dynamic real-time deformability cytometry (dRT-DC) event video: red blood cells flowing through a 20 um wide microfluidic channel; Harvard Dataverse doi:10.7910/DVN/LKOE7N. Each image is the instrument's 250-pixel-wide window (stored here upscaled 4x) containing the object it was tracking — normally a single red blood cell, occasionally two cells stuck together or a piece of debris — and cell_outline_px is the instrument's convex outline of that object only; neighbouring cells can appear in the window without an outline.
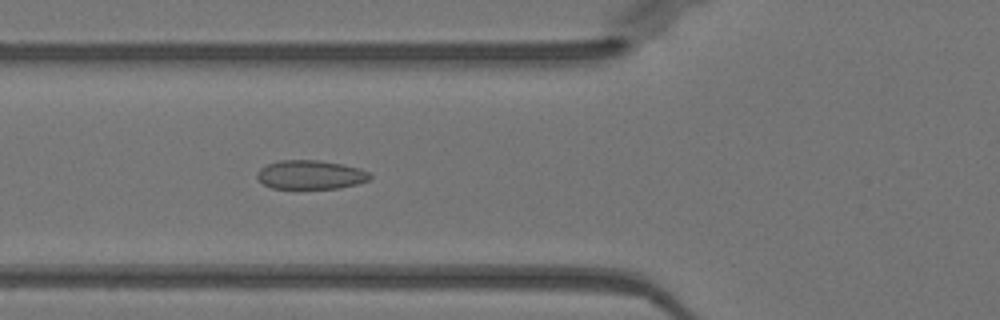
{"species": "Egyptian fruit bat (a non-hibernating species)", "species_latin": "Rousettus aegyptiacus", "temperature_condition": "warm", "stored_images_in_passage": 52, "segment_of_instrument_passage": [1, 2], "camera_frame_rate_fps": 3000, "um_per_image_px": 0.085, "animal": {"sex": "female"}, "frame": {"image": 1, "passage_image": 19, "time_ms": 6.0, "image_size_px": [1000, 320], "cell_outline_px": [[372, 176], [368, 180], [356, 184], [340, 188], [272, 188], [264, 184], [256, 176], [256, 172], [260, 168], [268, 164], [280, 160], [320, 160], [360, 168], [368, 172]], "centroid_in_image_um": [26.39, 14.85], "position_along_channel_um": 99.4, "area_um2": 18.9}}
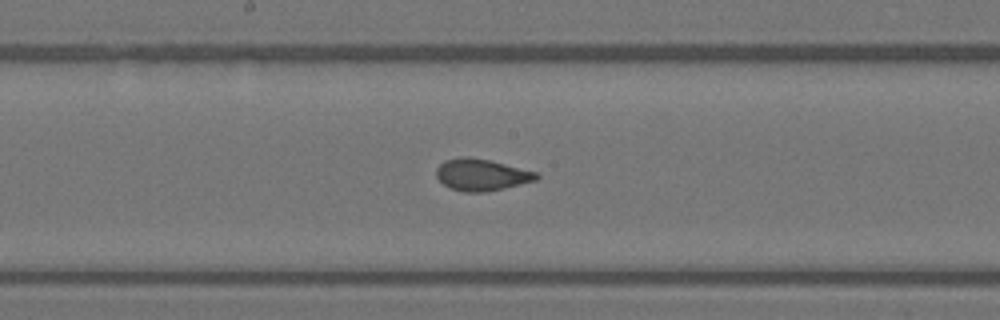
{"frame": {"image": 2, "passage_image": 27, "time_ms": 8.667, "image_size_px": [1000, 320], "cell_outline_px": [[540, 176], [536, 180], [504, 188], [484, 192], [464, 192], [452, 188], [444, 184], [436, 176], [436, 168], [444, 160], [460, 156], [468, 156], [492, 160], [540, 172]], "centroid_in_image_um": [40.96, 14.83], "position_along_channel_um": 207.2, "area_um2": 18.79}}
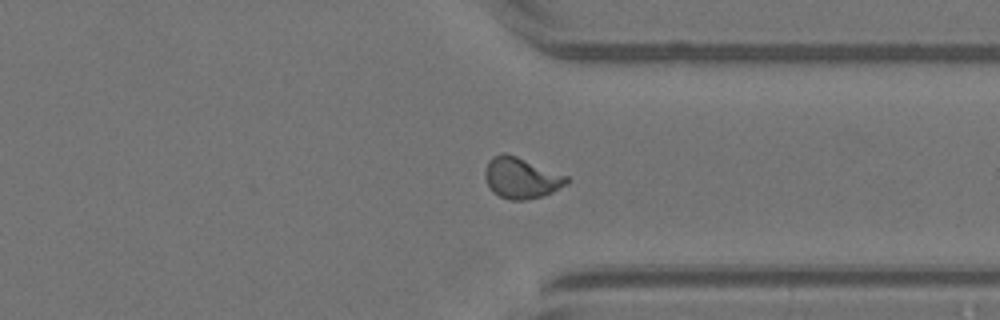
{"frame": {"image": 3, "passage_image": 39, "time_ms": 12.667, "image_size_px": [1000, 320], "cell_outline_px": [[568, 184], [552, 192], [540, 196], [524, 200], [508, 200], [492, 192], [488, 188], [484, 176], [484, 172], [488, 160], [492, 156], [504, 152], [516, 156], [568, 176]], "centroid_in_image_um": [44.26, 15.12], "position_along_channel_um": 367.1, "area_um2": 19.54}}